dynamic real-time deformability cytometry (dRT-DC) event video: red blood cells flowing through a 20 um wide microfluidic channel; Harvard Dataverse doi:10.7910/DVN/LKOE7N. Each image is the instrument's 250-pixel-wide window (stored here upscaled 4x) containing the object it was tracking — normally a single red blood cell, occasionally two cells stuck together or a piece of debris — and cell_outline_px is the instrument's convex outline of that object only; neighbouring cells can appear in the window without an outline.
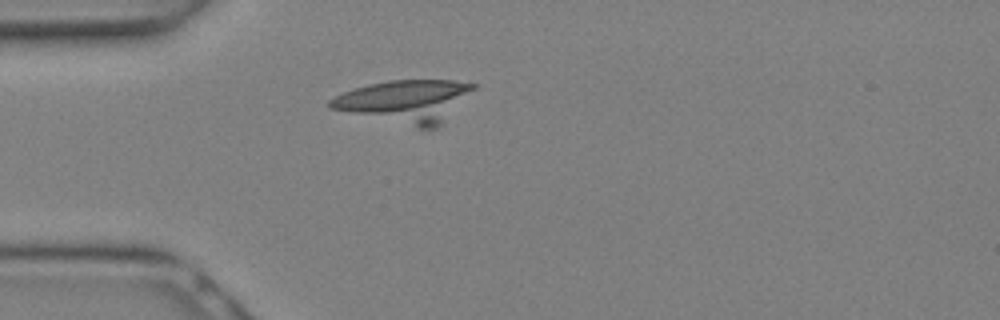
{"species": "Egyptian fruit bat (a non-hibernating species)", "species_latin": "Rousettus aegyptiacus", "temperature_condition": "warm", "stored_images_in_passage": 9, "camera_frame_rate_fps": 3000, "um_per_image_px": 0.085, "animal": {"sex": "female"}, "frame": {"image": 1, "passage_image": 1, "time_ms": 0.0, "image_size_px": [1000, 320], "cell_outline_px": [[476, 88], [436, 128], [420, 128], [328, 108], [328, 100], [344, 92], [368, 84], [388, 80], [452, 80], [476, 84]], "centroid_in_image_um": [34.44, 8.58], "position_along_channel_um": 50.6, "area_um2": 35.03}}
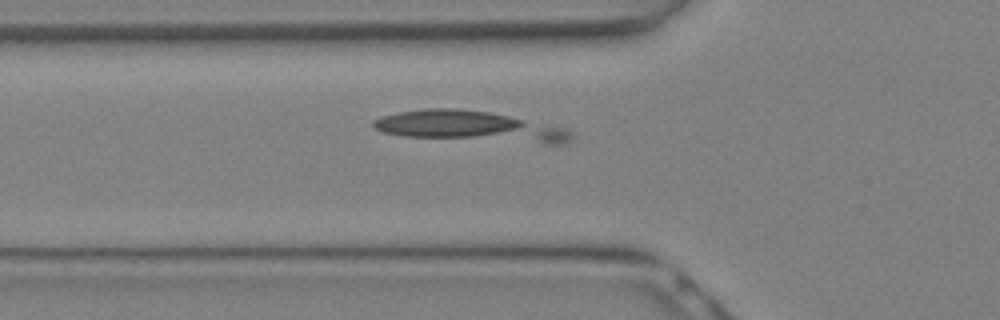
{"frame": {"image": 2, "passage_image": 3, "time_ms": 0.667, "image_size_px": [1000, 320], "cell_outline_px": [[572, 140], [568, 144], [544, 144], [404, 136], [384, 132], [376, 128], [372, 124], [372, 120], [380, 116], [400, 112], [424, 108], [456, 108], [488, 112], [508, 116], [564, 128], [572, 132]], "centroid_in_image_um": [39.97, 10.76], "position_along_channel_um": 85.8, "area_um2": 35.08}}